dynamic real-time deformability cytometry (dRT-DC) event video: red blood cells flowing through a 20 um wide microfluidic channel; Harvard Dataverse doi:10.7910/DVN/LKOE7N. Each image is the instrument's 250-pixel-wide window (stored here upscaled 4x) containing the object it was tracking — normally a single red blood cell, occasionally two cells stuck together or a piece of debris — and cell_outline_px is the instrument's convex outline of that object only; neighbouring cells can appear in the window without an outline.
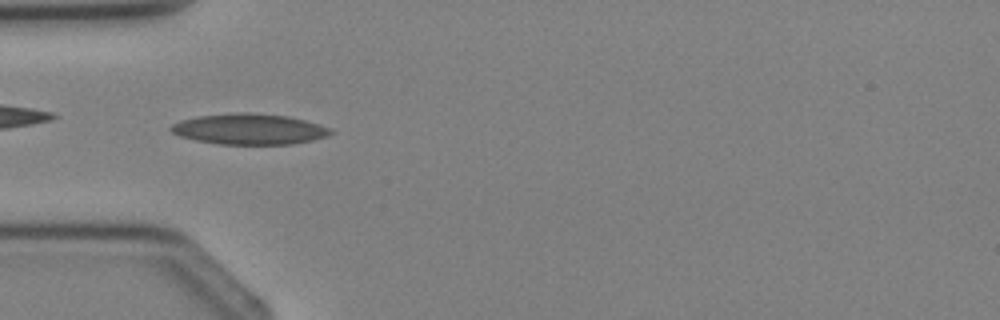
{"species": "Egyptian fruit bat (a non-hibernating species)", "species_latin": "Rousettus aegyptiacus", "temperature_condition": "cold", "stored_images_in_passage": 3, "camera_frame_rate_fps": 3000, "um_per_image_px": 0.085, "animal": {"sex": "female"}, "frame": {"image": 1, "passage_image": 2, "time_ms": 1.333, "image_size_px": [1000, 320], "cell_outline_px": [[336, 132], [328, 136], [312, 140], [292, 144], [216, 144], [196, 140], [180, 136], [172, 132], [168, 128], [172, 124], [180, 120], [196, 116], [236, 112], [252, 112], [288, 116], [320, 124], [332, 128]], "centroid_in_image_um": [21.21, 10.96], "position_along_channel_um": 63.8, "area_um2": 28.96}}
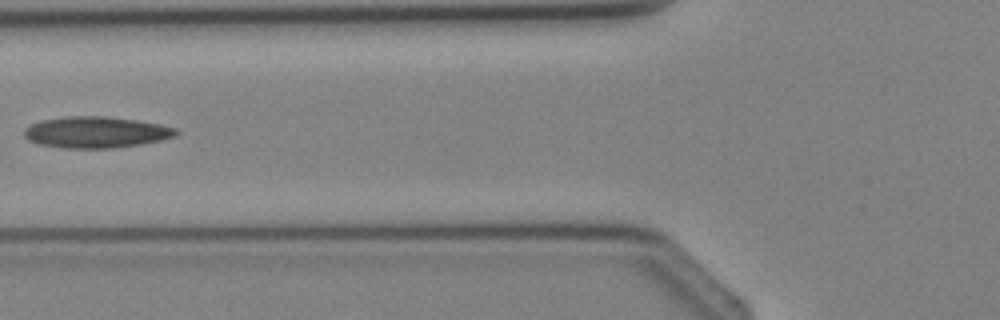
{"frame": {"image": 2, "passage_image": 3, "time_ms": 2.333, "image_size_px": [1000, 320], "cell_outline_px": [[180, 132], [176, 136], [160, 140], [140, 144], [116, 148], [60, 148], [36, 144], [28, 140], [24, 136], [24, 128], [40, 120], [64, 116], [104, 116], [136, 120], [160, 124], [176, 128]], "centroid_in_image_um": [8.13, 11.24], "position_along_channel_um": 117.7, "area_um2": 27.98}}